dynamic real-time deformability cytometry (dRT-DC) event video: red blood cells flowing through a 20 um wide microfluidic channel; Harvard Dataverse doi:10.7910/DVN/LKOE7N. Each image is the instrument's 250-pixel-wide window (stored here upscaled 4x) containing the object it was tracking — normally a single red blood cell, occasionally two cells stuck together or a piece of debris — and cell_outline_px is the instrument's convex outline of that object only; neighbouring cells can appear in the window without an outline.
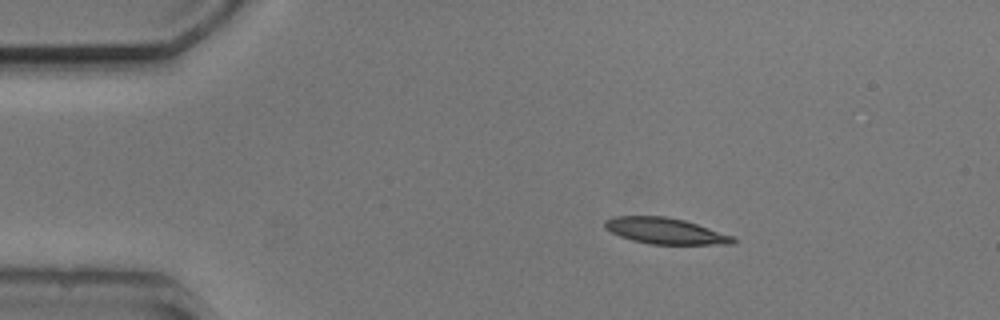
{"species": "common noctule bat (a hibernating species)", "species_latin": "Nyctalus noctula", "temperature_condition": "cold", "stored_images_in_passage": 8, "camera_frame_rate_fps": 3000, "um_per_image_px": 0.085, "animal": {"sex": "male", "body_mass_g": 20.5, "forearm_length_mm": 52.5}, "frame": {"image": 1, "passage_image": 1, "time_ms": 0.0, "image_size_px": [1000, 320], "cell_outline_px": [[736, 244], [648, 244], [632, 240], [620, 236], [604, 228], [604, 220], [612, 216], [668, 216], [684, 220], [732, 236], [736, 240]], "centroid_in_image_um": [56.5, 19.62], "position_along_channel_um": 28.5, "area_um2": 19.42}}
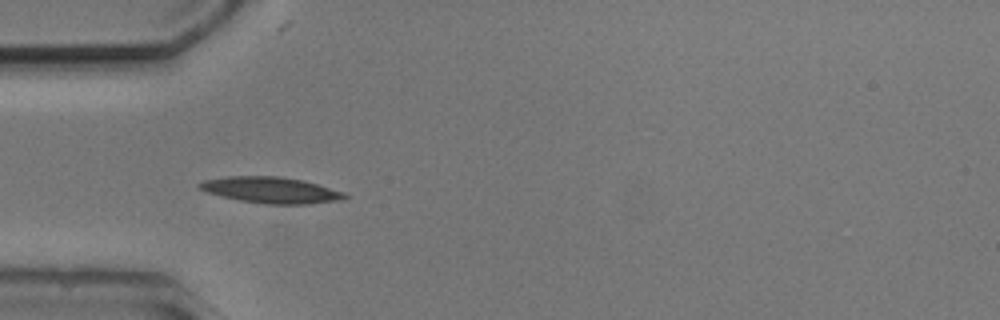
{"frame": {"image": 2, "passage_image": 3, "time_ms": 2.333, "image_size_px": [1000, 320], "cell_outline_px": [[348, 196], [344, 200], [308, 204], [264, 204], [240, 200], [208, 192], [200, 188], [196, 184], [204, 180], [228, 176], [280, 176], [304, 180], [344, 192]], "centroid_in_image_um": [23.08, 16.15], "position_along_channel_um": 61.9, "area_um2": 22.08}}